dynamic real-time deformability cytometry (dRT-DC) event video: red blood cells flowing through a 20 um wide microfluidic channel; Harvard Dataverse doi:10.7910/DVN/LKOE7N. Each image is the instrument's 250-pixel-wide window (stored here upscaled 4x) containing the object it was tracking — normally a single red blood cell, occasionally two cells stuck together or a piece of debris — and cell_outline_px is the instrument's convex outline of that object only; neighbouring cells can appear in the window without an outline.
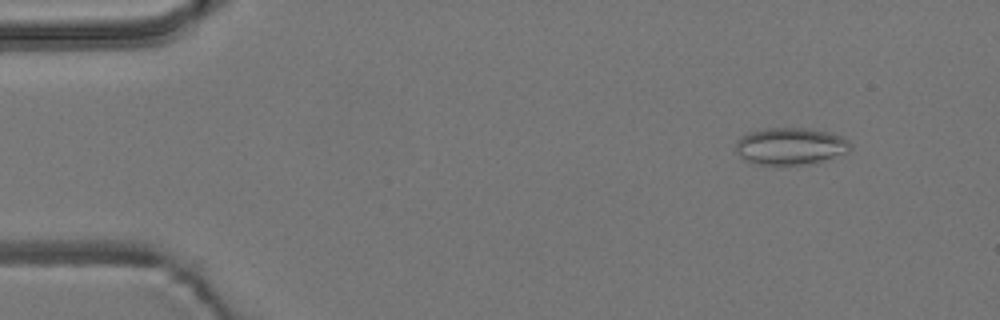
{"species": "common noctule bat (a hibernating species)", "species_latin": "Nyctalus noctula", "temperature_condition": "room temperature", "stored_images_in_passage": 6, "camera_frame_rate_fps": 3000, "um_per_image_px": 0.085, "animal": {"sex": "male", "body_mass_g": 19.2, "forearm_length_mm": 51.8}, "frame": {"image": 1, "passage_image": 2, "time_ms": 0.333, "image_size_px": [1000, 320], "cell_outline_px": [[852, 148], [848, 152], [808, 164], [760, 164], [744, 160], [736, 152], [736, 140], [740, 136], [748, 132], [764, 128], [804, 128], [828, 132], [840, 136], [848, 140], [852, 144]], "centroid_in_image_um": [67.16, 12.41], "position_along_channel_um": 17.8, "area_um2": 24.62}}